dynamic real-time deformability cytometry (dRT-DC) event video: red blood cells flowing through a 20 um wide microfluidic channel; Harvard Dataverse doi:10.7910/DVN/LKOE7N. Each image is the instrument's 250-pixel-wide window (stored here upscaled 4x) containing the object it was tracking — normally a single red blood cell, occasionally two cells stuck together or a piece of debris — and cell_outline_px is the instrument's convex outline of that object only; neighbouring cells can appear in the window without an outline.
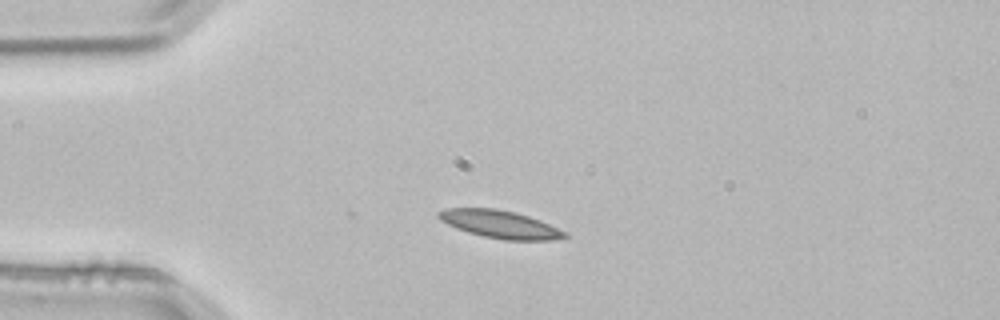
{"species": "common noctule bat (a hibernating species)", "species_latin": "Nyctalus noctula", "temperature_condition": "room temperature", "stored_images_in_passage": 2, "camera_frame_rate_fps": 3000, "um_per_image_px": 0.085, "animal": {"sex": "male", "body_mass_g": 21.5, "forearm_length_mm": 52.0}, "frame": {"image": 1, "passage_image": 2, "time_ms": 0.333, "image_size_px": [1000, 320], "cell_outline_px": [[568, 236], [552, 240], [504, 240], [484, 236], [468, 232], [456, 228], [440, 220], [436, 216], [436, 212], [444, 208], [496, 208], [516, 212], [540, 220], [568, 232]], "centroid_in_image_um": [42.49, 19.05], "position_along_channel_um": 42.5, "area_um2": 20.52}}